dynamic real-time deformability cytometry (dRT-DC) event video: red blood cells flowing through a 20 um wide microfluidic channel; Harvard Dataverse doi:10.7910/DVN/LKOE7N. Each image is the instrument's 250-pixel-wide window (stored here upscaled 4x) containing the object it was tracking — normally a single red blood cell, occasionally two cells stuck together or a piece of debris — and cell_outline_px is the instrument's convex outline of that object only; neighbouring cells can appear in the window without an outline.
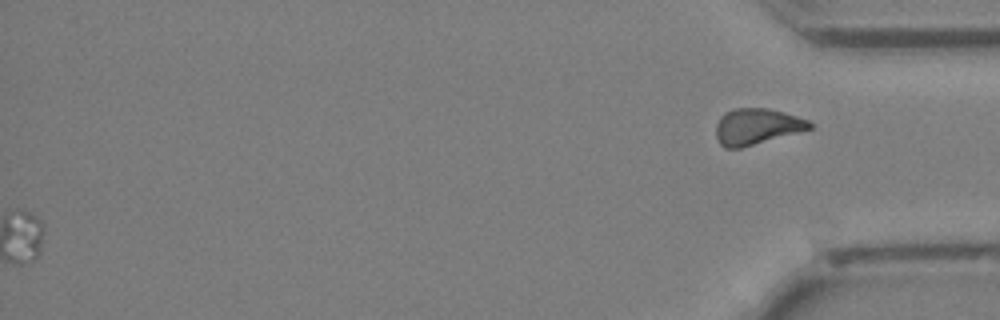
{"species": "Egyptian fruit bat (a non-hibernating species)", "species_latin": "Rousettus aegyptiacus", "temperature_condition": "cold", "stored_images_in_passage": 40, "segment_of_instrument_passage": [2, 2], "camera_frame_rate_fps": 3000, "um_per_image_px": 0.085, "animal": {"sex": "female"}, "frame": {"image": 1, "passage_image": 40, "time_ms": 13.0, "image_size_px": [1000, 320], "cell_outline_px": [[816, 124], [812, 128], [740, 148], [724, 148], [720, 144], [716, 136], [716, 124], [720, 116], [724, 112], [732, 108], [768, 108], [784, 112], [808, 120]], "centroid_in_image_um": [64.3, 10.74], "position_along_channel_um": 370.9, "area_um2": 19.71}}